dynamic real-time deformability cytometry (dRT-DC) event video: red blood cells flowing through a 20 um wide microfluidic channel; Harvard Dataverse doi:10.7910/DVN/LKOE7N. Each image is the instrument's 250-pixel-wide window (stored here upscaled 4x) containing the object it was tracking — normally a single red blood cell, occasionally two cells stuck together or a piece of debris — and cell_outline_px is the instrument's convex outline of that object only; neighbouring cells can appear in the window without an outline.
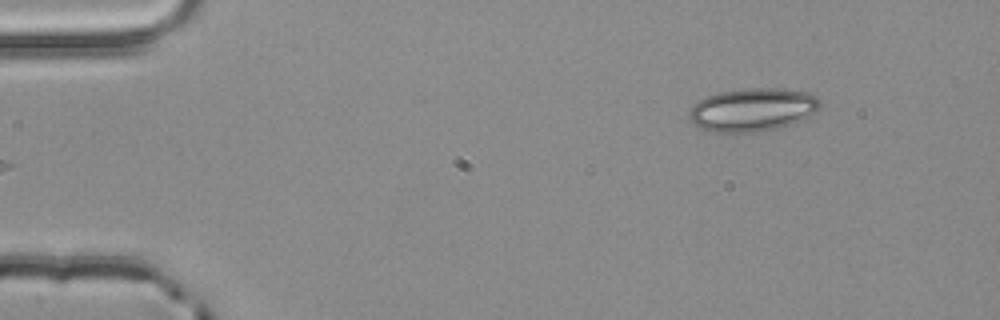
{"species": "common noctule bat (a hibernating species)", "species_latin": "Nyctalus noctula", "temperature_condition": "room temperature", "stored_images_in_passage": 4, "camera_frame_rate_fps": 3000, "um_per_image_px": 0.085, "animal": {"sex": "male", "body_mass_g": 20.4}, "frame": {"image": 1, "passage_image": 4, "time_ms": 1.0, "image_size_px": [1000, 320], "cell_outline_px": [[820, 108], [816, 112], [792, 124], [776, 128], [756, 132], [712, 132], [700, 128], [688, 116], [688, 112], [700, 100], [708, 96], [720, 92], [748, 88], [776, 88], [808, 92], [816, 96], [820, 100]], "centroid_in_image_um": [64.0, 9.32], "position_along_channel_um": 21.0, "area_um2": 32.71}}